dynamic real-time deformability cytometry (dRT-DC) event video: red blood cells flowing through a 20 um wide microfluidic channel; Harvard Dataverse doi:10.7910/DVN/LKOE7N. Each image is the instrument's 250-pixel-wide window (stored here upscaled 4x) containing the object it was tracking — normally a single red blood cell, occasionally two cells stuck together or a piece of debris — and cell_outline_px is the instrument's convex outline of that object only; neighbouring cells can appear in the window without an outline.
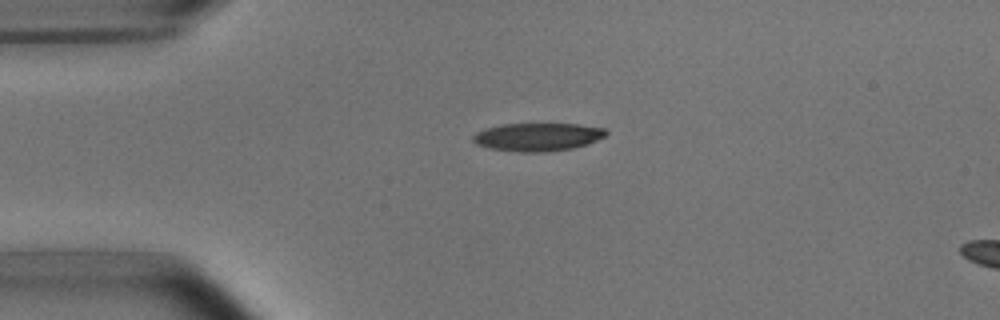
{"species": "common noctule bat (a hibernating species)", "species_latin": "Nyctalus noctula", "temperature_condition": "room temperature", "stored_images_in_passage": 4, "segment_of_instrument_passage": [1, 2], "camera_frame_rate_fps": 3000, "um_per_image_px": 0.085, "animal": {"sex": "male", "body_mass_g": 15.6}, "frame": {"image": 1, "passage_image": 2, "time_ms": 1.333, "image_size_px": [1000, 320], "cell_outline_px": [[608, 132], [604, 136], [588, 144], [572, 148], [544, 152], [520, 152], [488, 148], [476, 144], [472, 140], [472, 136], [476, 132], [484, 128], [504, 124], [580, 124], [604, 128]], "centroid_in_image_um": [45.67, 11.64], "position_along_channel_um": 39.3, "area_um2": 21.79}}